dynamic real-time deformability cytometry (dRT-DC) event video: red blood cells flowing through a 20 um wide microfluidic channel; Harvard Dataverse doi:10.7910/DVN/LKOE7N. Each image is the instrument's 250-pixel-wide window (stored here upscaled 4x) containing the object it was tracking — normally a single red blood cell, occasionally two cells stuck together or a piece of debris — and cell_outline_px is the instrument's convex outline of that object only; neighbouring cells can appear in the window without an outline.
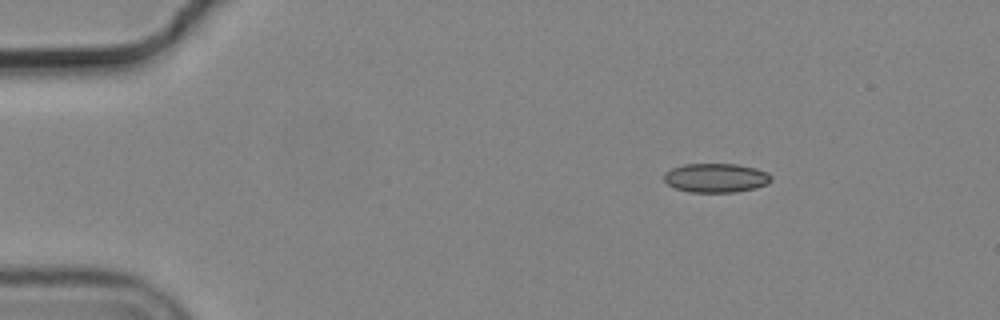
{"species": "common noctule bat (a hibernating species)", "species_latin": "Nyctalus noctula", "temperature_condition": "cold", "stored_images_in_passage": 48, "camera_frame_rate_fps": 3000, "um_per_image_px": 0.085, "animal": {"sex": "male", "body_mass_g": 19.2, "forearm_length_mm": 51.8}, "frame": {"image": 1, "passage_image": 1, "time_ms": 0.0, "image_size_px": [1000, 320], "cell_outline_px": [[772, 180], [768, 184], [756, 188], [736, 192], [688, 192], [676, 188], [668, 184], [664, 180], [664, 172], [672, 168], [684, 164], [736, 164], [756, 168], [768, 172], [772, 176]], "centroid_in_image_um": [60.88, 15.12], "position_along_channel_um": 24.1, "area_um2": 18.32}}
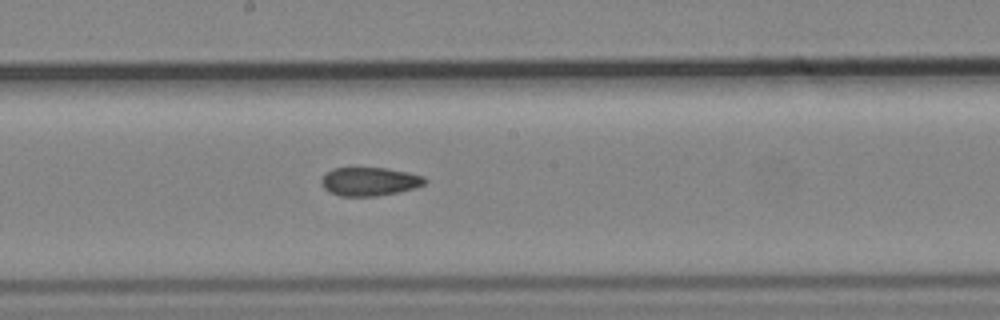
{"frame": {"image": 2, "passage_image": 23, "time_ms": 7.333, "image_size_px": [1000, 320], "cell_outline_px": [[428, 180], [424, 184], [412, 188], [396, 192], [372, 196], [340, 196], [328, 192], [324, 188], [320, 180], [332, 168], [388, 168], [408, 172], [424, 176]], "centroid_in_image_um": [31.4, 15.42], "position_along_channel_um": 216.8, "area_um2": 17.05}}
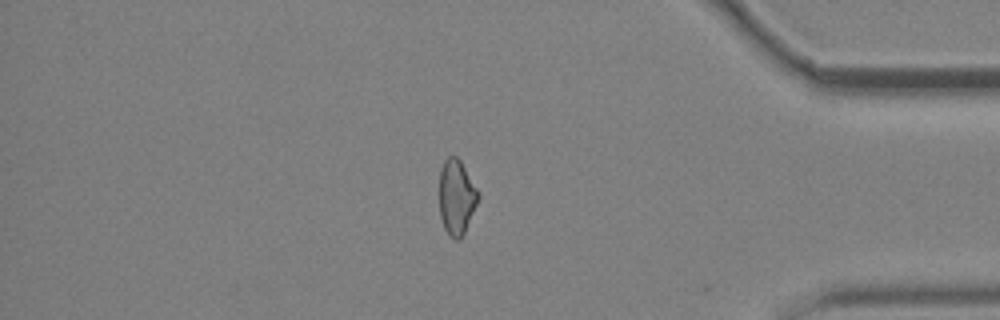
{"frame": {"image": 3, "passage_image": 40, "time_ms": 13.0, "image_size_px": [1000, 320], "cell_outline_px": [[480, 196], [464, 232], [460, 240], [456, 240], [448, 236], [444, 228], [440, 216], [440, 168], [444, 160], [448, 156], [456, 156], [460, 160], [480, 192]], "centroid_in_image_um": [38.8, 16.75], "position_along_channel_um": 396.4, "area_um2": 17.05}, "authors_computed_cell_mechanics": {"area_um2": 17.6868, "velocity_mm_per_s": 3.6994, "shape_relaxation_time_tau1_ms": null, "shape_relaxation_time_tau2_ms": 5.8491, "deformation_change_tau1": null, "deformation_change_tau2": 0.1153}}